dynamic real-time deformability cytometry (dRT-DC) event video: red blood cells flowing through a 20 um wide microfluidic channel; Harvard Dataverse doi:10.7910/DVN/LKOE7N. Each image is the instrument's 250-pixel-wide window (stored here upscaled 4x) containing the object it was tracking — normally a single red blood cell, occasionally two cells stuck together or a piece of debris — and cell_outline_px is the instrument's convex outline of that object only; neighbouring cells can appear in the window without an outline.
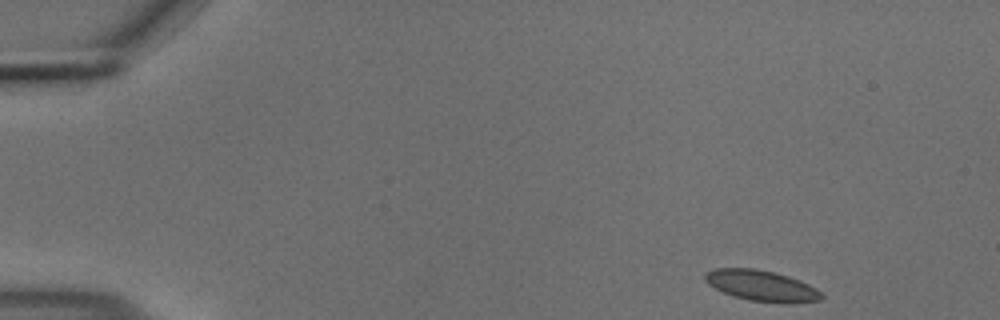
{"species": "common noctule bat (a hibernating species)", "species_latin": "Nyctalus noctula", "temperature_condition": "cold", "stored_images_in_passage": 50, "camera_frame_rate_fps": 3000, "um_per_image_px": 0.085, "animal": {"sex": "male", "body_mass_g": 18.8}, "frame": {"image": 1, "passage_image": 1, "time_ms": 0.0, "image_size_px": [1000, 320], "cell_outline_px": [[824, 296], [820, 300], [788, 304], [748, 300], [732, 296], [708, 284], [704, 280], [704, 272], [716, 268], [756, 268], [776, 272], [788, 276], [808, 284], [816, 288]], "centroid_in_image_um": [64.72, 24.28], "position_along_channel_um": 20.3, "area_um2": 21.1}}
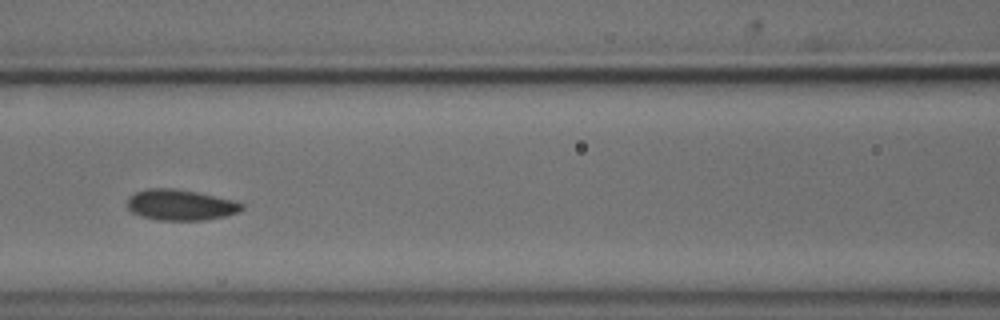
{"frame": {"image": 2, "passage_image": 20, "time_ms": 6.333, "image_size_px": [1000, 320], "cell_outline_px": [[244, 208], [240, 212], [224, 216], [204, 220], [156, 220], [140, 216], [132, 212], [128, 208], [128, 200], [136, 192], [148, 188], [176, 188], [236, 200], [244, 204]], "centroid_in_image_um": [15.38, 17.42], "position_along_channel_um": 151.2, "area_um2": 20.63}}
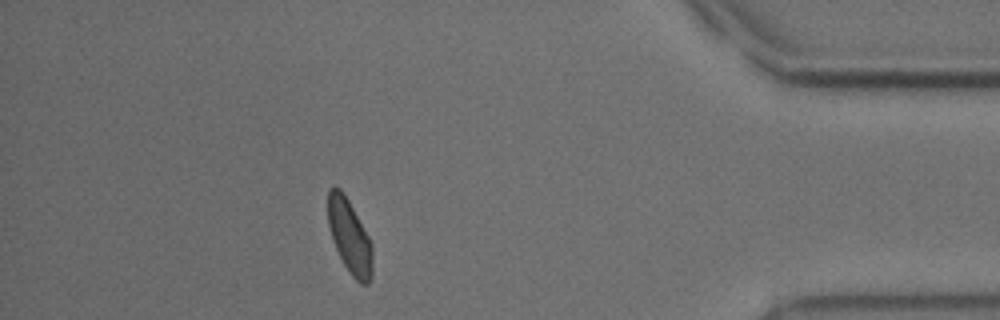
{"frame": {"image": 3, "passage_image": 44, "time_ms": 14.333, "image_size_px": [1000, 320], "cell_outline_px": [[372, 276], [368, 284], [360, 284], [352, 276], [344, 264], [332, 240], [328, 224], [328, 188], [332, 184], [336, 184], [344, 192], [368, 236], [372, 244]], "centroid_in_image_um": [29.7, 20.06], "position_along_channel_um": 405.5, "area_um2": 19.25}, "authors_computed_cell_mechanics": {"area_um2": 20.3167, "velocity_mm_per_s": 3.6757, "shape_relaxation_time_tau1_ms": 3.0182, "shape_relaxation_time_tau2_ms": 1.5621, "deformation_change_tau1": 0.0805, "deformation_change_tau2": 0.0565}}